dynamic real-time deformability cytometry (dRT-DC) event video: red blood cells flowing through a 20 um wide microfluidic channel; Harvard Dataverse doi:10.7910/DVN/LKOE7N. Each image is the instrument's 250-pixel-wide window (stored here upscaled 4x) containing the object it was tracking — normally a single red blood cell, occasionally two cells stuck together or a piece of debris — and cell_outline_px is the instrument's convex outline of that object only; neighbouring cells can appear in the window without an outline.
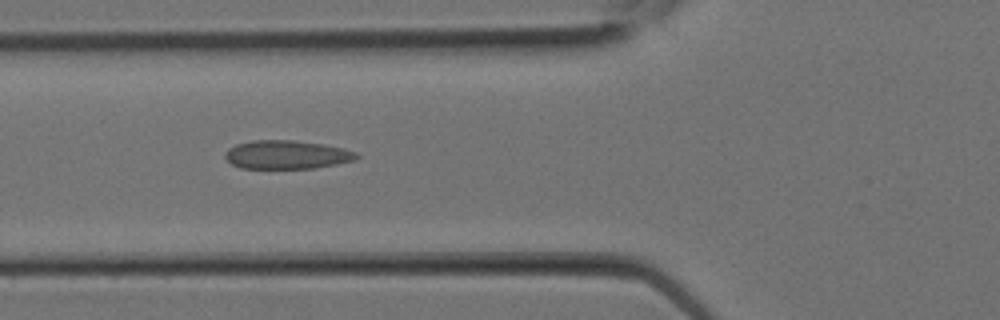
{"species": "Egyptian fruit bat (a non-hibernating species)", "species_latin": "Rousettus aegyptiacus", "temperature_condition": "room temperature", "stored_images_in_passage": 24, "camera_frame_rate_fps": 3000, "um_per_image_px": 0.085, "animal": {"sex": "female"}, "frame": {"image": 1, "passage_image": 9, "time_ms": 2.667, "image_size_px": [1000, 320], "cell_outline_px": [[360, 156], [356, 160], [316, 168], [240, 168], [232, 164], [224, 156], [224, 152], [228, 148], [236, 144], [252, 140], [292, 140], [324, 144], [344, 148], [356, 152]], "centroid_in_image_um": [24.38, 13.14], "position_along_channel_um": 101.4, "area_um2": 22.02}}
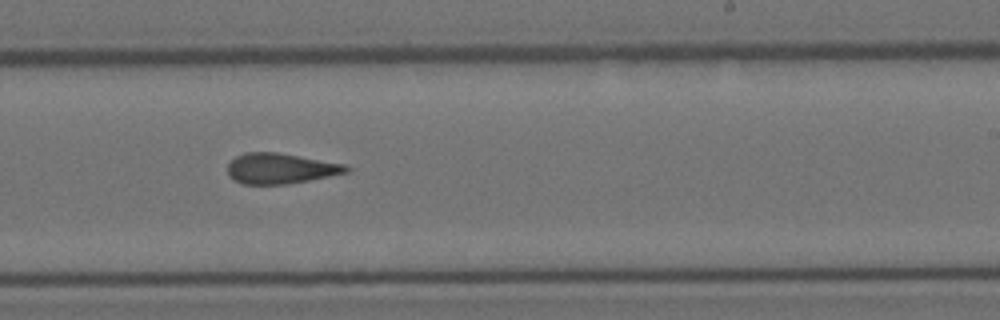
{"frame": {"image": 2, "passage_image": 15, "time_ms": 4.667, "image_size_px": [1000, 320], "cell_outline_px": [[352, 168], [348, 172], [288, 184], [244, 184], [232, 180], [228, 176], [228, 164], [236, 156], [244, 152], [276, 152], [344, 164]], "centroid_in_image_um": [23.8, 14.32], "position_along_channel_um": 265.2, "area_um2": 20.98}}
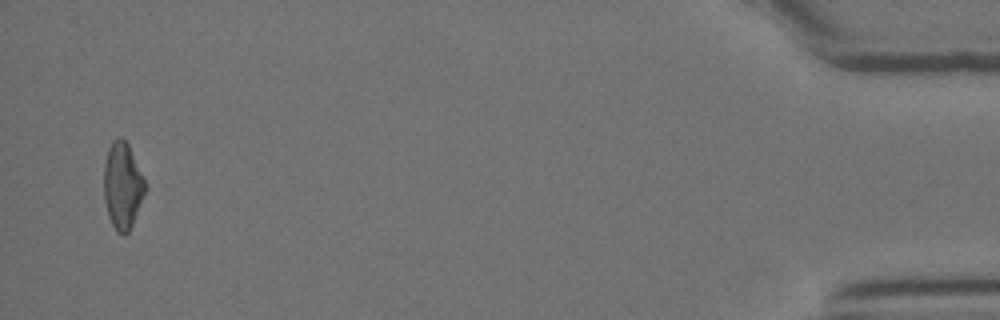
{"frame": {"image": 3, "passage_image": 24, "time_ms": 7.667, "image_size_px": [1000, 320], "cell_outline_px": [[144, 192], [132, 224], [128, 232], [124, 236], [120, 236], [116, 232], [108, 216], [104, 200], [104, 164], [108, 148], [112, 140], [120, 136], [128, 144], [144, 176]], "centroid_in_image_um": [10.38, 15.78], "position_along_channel_um": 424.8, "area_um2": 20.69}}